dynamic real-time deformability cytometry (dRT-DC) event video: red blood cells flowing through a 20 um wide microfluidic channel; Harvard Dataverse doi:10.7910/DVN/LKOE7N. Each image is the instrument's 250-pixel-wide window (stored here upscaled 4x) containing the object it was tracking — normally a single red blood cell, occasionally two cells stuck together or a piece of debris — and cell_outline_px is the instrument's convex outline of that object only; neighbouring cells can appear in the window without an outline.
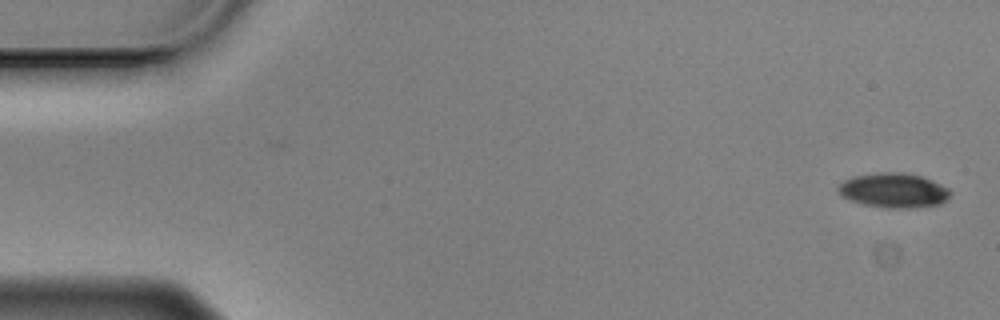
{"species": "Egyptian fruit bat (a non-hibernating species)", "species_latin": "Rousettus aegyptiacus", "temperature_condition": "cold", "stored_images_in_passage": 53, "camera_frame_rate_fps": 3000, "um_per_image_px": 0.085, "animal": {"sex": "male"}, "frame": {"image": 1, "passage_image": 1, "time_ms": 0.0, "image_size_px": [1000, 320], "cell_outline_px": [[944, 192], [936, 200], [876, 200], [860, 196], [848, 192], [844, 188], [848, 184], [860, 180], [892, 176], [896, 176], [920, 180]], "centroid_in_image_um": [75.99, 16.08], "position_along_channel_um": 9.0, "area_um2": 12.72}}
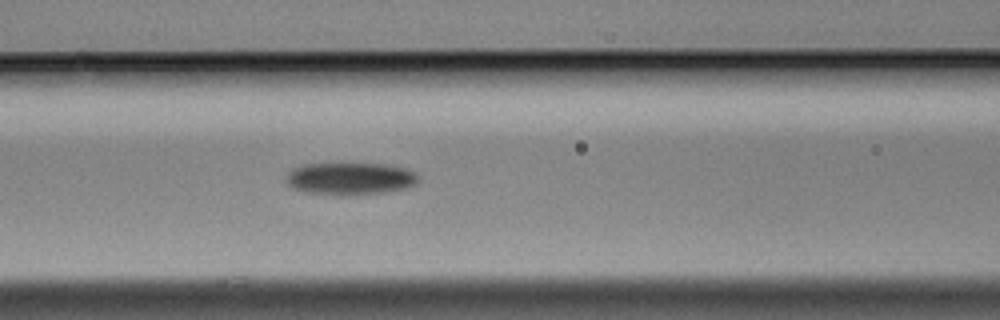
{"frame": {"image": 2, "passage_image": 23, "time_ms": 7.333, "image_size_px": [1000, 320], "cell_outline_px": [[408, 176], [404, 180], [384, 184], [328, 184], [300, 180], [300, 176], [304, 172], [328, 168], [368, 168], [396, 172]], "centroid_in_image_um": [29.94, 14.98], "position_along_channel_um": 136.7, "area_um2": 10.17}}
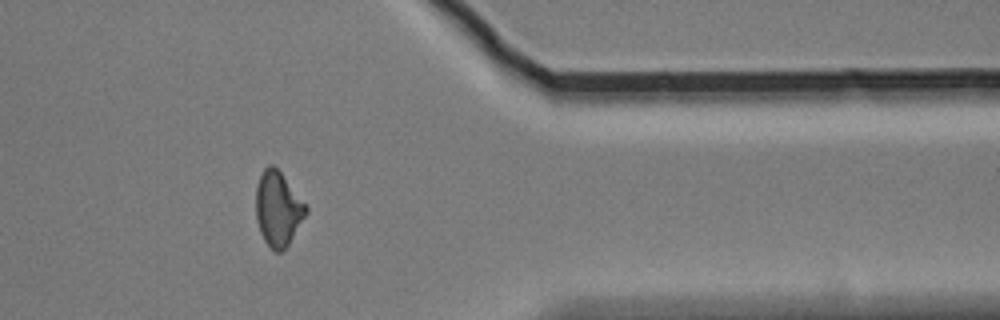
{"frame": {"image": 3, "passage_image": 46, "time_ms": 15.0, "image_size_px": [1000, 320], "cell_outline_px": [[304, 212], [284, 244], [280, 248], [276, 248], [268, 240], [260, 224], [260, 180], [264, 172], [268, 168], [272, 168], [280, 176], [304, 204]], "centroid_in_image_um": [23.65, 17.7], "position_along_channel_um": 387.7, "area_um2": 16.99}}